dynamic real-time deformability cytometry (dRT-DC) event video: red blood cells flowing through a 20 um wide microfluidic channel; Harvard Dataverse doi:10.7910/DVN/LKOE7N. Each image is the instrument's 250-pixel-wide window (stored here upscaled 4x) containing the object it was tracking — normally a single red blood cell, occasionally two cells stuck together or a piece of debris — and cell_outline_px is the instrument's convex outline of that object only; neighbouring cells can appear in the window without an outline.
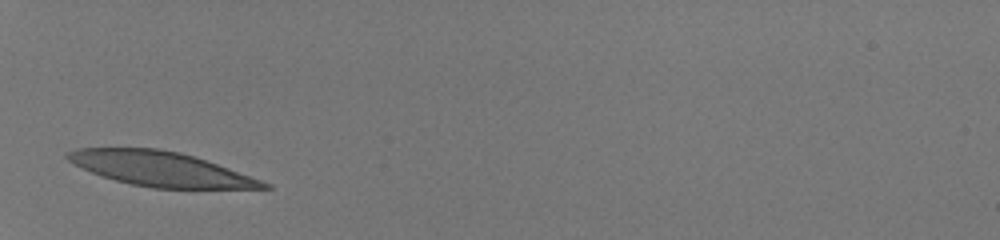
{"species": "human", "species_latin": "Homo sapiens", "temperature_condition": "room temperature", "stored_images_in_passage": 27, "camera_frame_rate_fps": 3000, "um_per_image_px": 0.085, "donor": {"sex": "male"}, "frame": {"image": 1, "passage_image": 1, "time_ms": 0.0, "image_size_px": [1000, 240], "cell_outline_px": [[272, 188], [152, 188], [132, 184], [116, 180], [92, 172], [68, 160], [64, 156], [68, 152], [76, 148], [160, 148], [180, 152], [228, 168], [272, 184]], "centroid_in_image_um": [13.65, 14.35], "position_along_channel_um": 71.4, "area_um2": 38.73}}
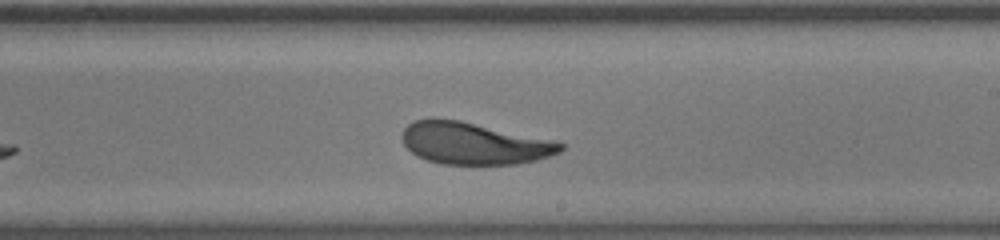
{"frame": {"image": 2, "passage_image": 15, "time_ms": 4.667, "image_size_px": [1000, 240], "cell_outline_px": [[564, 148], [560, 152], [536, 160], [516, 164], [444, 164], [428, 160], [416, 156], [404, 144], [400, 136], [404, 128], [408, 124], [416, 120], [428, 116], [436, 116], [460, 120], [556, 140], [564, 144]], "centroid_in_image_um": [40.26, 12.15], "position_along_channel_um": 248.7, "area_um2": 39.3}}
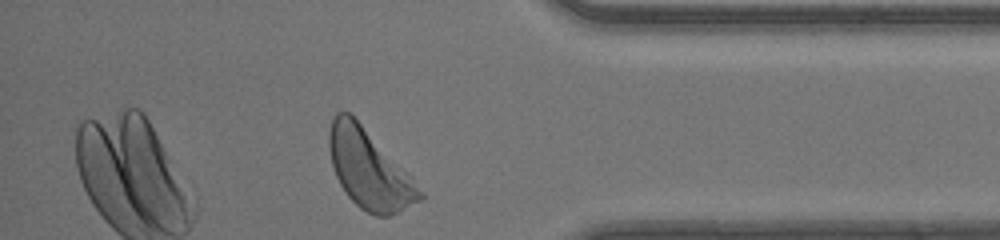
{"frame": {"image": 3, "passage_image": 27, "time_ms": 8.667, "image_size_px": [1000, 240], "cell_outline_px": [[424, 196], [420, 200], [388, 216], [376, 216], [360, 208], [348, 196], [340, 184], [336, 176], [332, 164], [328, 144], [328, 132], [332, 116], [336, 112], [348, 112], [360, 124], [408, 176]], "centroid_in_image_um": [31.28, 14.39], "position_along_channel_um": 403.9, "area_um2": 39.77}, "authors_computed_cell_mechanics": {"area_um2": 39.7086, "velocity_mm_per_s": 4.1146, "shape_relaxation_time_tau1_ms": 2.7117, "shape_relaxation_time_tau2_ms": 0.9897, "deformation_change_tau1": 0.158, "deformation_change_tau2": 0.0857}}